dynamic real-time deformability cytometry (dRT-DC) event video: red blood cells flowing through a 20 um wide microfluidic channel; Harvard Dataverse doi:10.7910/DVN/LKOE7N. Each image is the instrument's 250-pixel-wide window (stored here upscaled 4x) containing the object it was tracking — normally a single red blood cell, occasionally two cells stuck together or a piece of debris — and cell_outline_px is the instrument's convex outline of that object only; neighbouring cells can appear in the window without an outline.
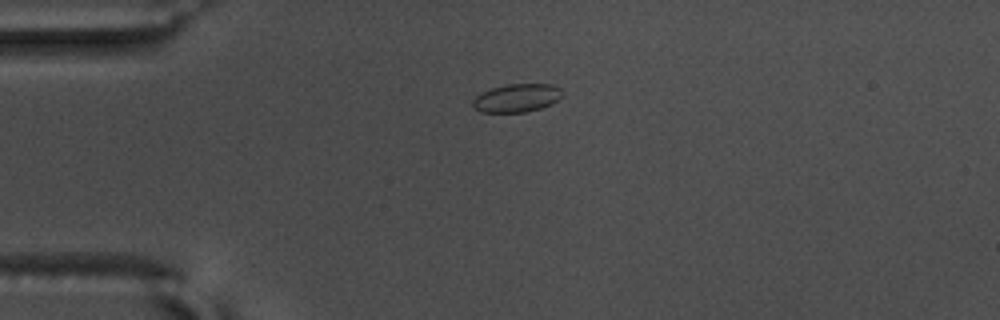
{"species": "common noctule bat (a hibernating species)", "species_latin": "Nyctalus noctula", "temperature_condition": "warm", "stored_images_in_passage": 43, "camera_frame_rate_fps": 3000, "um_per_image_px": 0.085, "animal": {"sex": "male", "body_mass_g": 17.5, "forearm_length_mm": 52.3}, "frame": {"image": 1, "passage_image": 1, "time_ms": 0.0, "image_size_px": [1000, 320], "cell_outline_px": [[564, 92], [552, 104], [540, 108], [524, 112], [480, 112], [472, 108], [472, 100], [476, 96], [492, 88], [508, 84], [552, 84], [560, 88]], "centroid_in_image_um": [43.91, 8.33], "position_along_channel_um": 41.1, "area_um2": 14.68}}
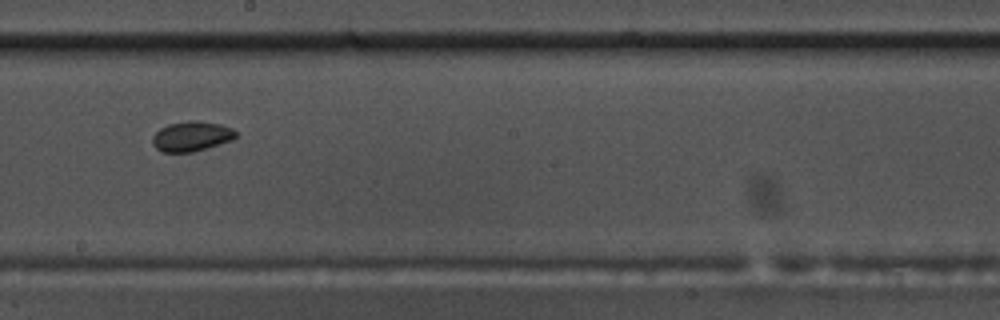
{"frame": {"image": 2, "passage_image": 19, "time_ms": 6.0, "image_size_px": [1000, 320], "cell_outline_px": [[236, 136], [232, 140], [192, 152], [160, 152], [152, 144], [152, 136], [160, 128], [168, 124], [188, 120], [196, 120], [220, 124], [232, 128], [236, 132]], "centroid_in_image_um": [16.25, 11.58], "position_along_channel_um": 232.0, "area_um2": 14.57}}
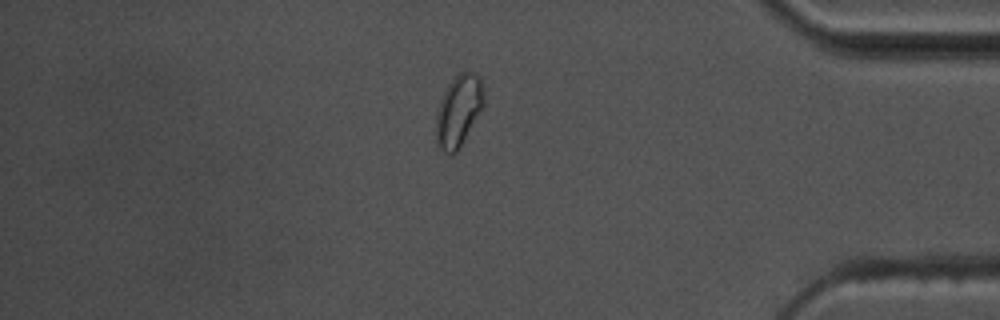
{"frame": {"image": 3, "passage_image": 35, "time_ms": 11.333, "image_size_px": [1000, 320], "cell_outline_px": [[484, 100], [480, 108], [456, 152], [444, 152], [440, 148], [436, 140], [436, 116], [440, 100], [448, 84], [456, 72], [472, 72], [480, 76], [484, 92]], "centroid_in_image_um": [38.95, 9.32], "position_along_channel_um": 396.3, "area_um2": 19.25}, "authors_computed_cell_mechanics": {"area_um2": 14.5656, "velocity_mm_per_s": 3.6429, "shape_relaxation_time_tau1_ms": 3.7108, "shape_relaxation_time_tau2_ms": 1.4309, "deformation_change_tau1": 0.0655, "deformation_change_tau2": 0.0477}}